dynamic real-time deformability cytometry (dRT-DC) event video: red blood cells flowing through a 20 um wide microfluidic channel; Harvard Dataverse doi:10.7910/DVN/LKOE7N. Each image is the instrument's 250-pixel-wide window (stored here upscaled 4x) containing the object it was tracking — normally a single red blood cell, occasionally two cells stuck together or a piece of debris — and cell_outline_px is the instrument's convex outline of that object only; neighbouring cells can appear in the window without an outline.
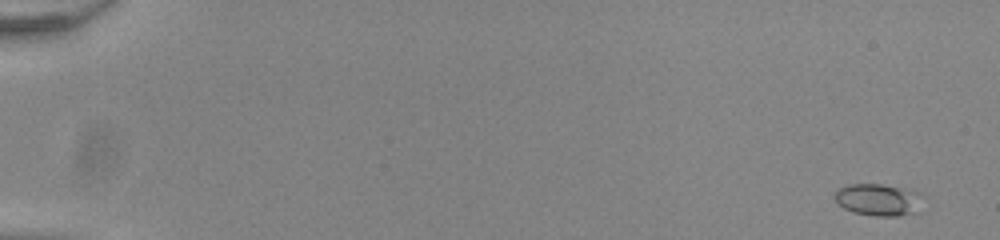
{"species": "common noctule bat (a hibernating species)", "species_latin": "Nyctalus noctula", "temperature_condition": "room temperature", "stored_images_in_passage": 55, "camera_frame_rate_fps": 3000, "um_per_image_px": 0.085, "animal": {"sex": "male", "body_mass_g": 20.0, "forearm_length_mm": 53.3}, "frame": {"image": 1, "passage_image": 3, "time_ms": 0.667, "image_size_px": [1000, 240], "cell_outline_px": [[912, 212], [900, 216], [872, 216], [852, 212], [844, 208], [832, 196], [836, 188], [848, 184], [880, 184], [900, 188], [912, 192]], "centroid_in_image_um": [74.34, 16.97], "position_along_channel_um": 10.7, "area_um2": 15.26}}
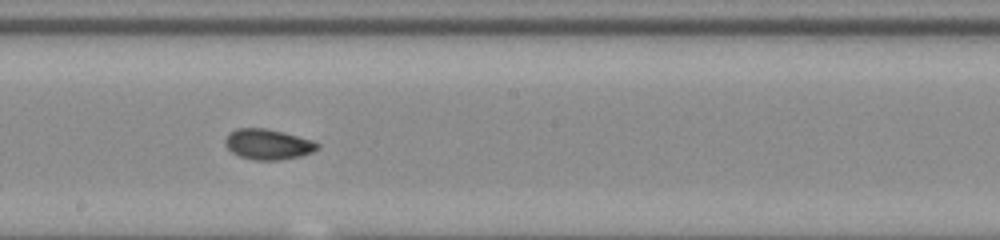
{"frame": {"image": 2, "passage_image": 33, "time_ms": 10.667, "image_size_px": [1000, 240], "cell_outline_px": [[320, 148], [312, 152], [300, 156], [280, 160], [256, 160], [240, 156], [232, 152], [224, 144], [224, 140], [228, 132], [236, 128], [264, 128], [284, 132], [312, 140], [320, 144]], "centroid_in_image_um": [22.77, 12.25], "position_along_channel_um": 225.4, "area_um2": 16.47}}
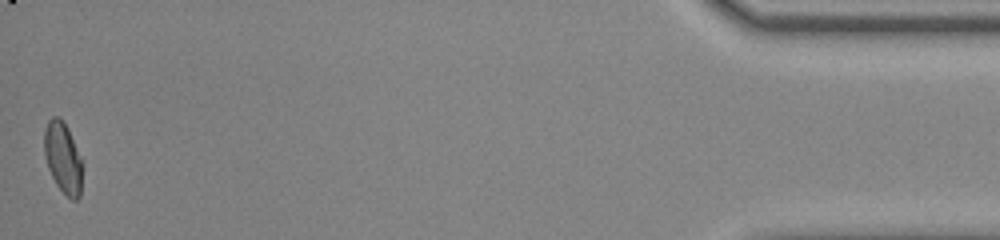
{"frame": {"image": 3, "passage_image": 55, "time_ms": 18.0, "image_size_px": [1000, 240], "cell_outline_px": [[84, 164], [80, 196], [76, 200], [72, 200], [56, 184], [48, 168], [44, 152], [44, 128], [48, 120], [52, 116], [60, 116], [68, 128], [84, 160]], "centroid_in_image_um": [5.39, 13.38], "position_along_channel_um": 429.8, "area_um2": 16.3}, "authors_computed_cell_mechanics": {"area_um2": 15.8372, "velocity_mm_per_s": 3.8999, "shape_relaxation_time_tau1_ms": null, "shape_relaxation_time_tau2_ms": 1.9302, "deformation_change_tau1": null, "deformation_change_tau2": 0.0667}}